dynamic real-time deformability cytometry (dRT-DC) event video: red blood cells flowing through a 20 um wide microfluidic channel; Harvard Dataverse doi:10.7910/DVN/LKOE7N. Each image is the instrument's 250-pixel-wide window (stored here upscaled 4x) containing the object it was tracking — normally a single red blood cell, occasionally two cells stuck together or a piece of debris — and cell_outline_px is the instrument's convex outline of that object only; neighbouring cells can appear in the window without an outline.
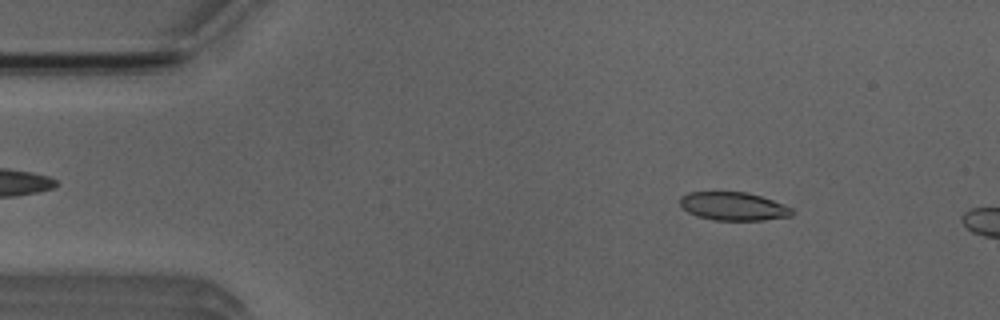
{"species": "Egyptian fruit bat (a non-hibernating species)", "species_latin": "Rousettus aegyptiacus", "temperature_condition": "room temperature", "stored_images_in_passage": 2, "camera_frame_rate_fps": 3000, "um_per_image_px": 0.085, "animal": {"sex": "male"}, "frame": {"image": 1, "passage_image": 1, "time_ms": 0.0, "image_size_px": [1000, 320], "cell_outline_px": [[792, 216], [764, 220], [712, 220], [696, 216], [688, 212], [680, 204], [680, 196], [688, 192], [748, 192], [772, 200], [792, 208]], "centroid_in_image_um": [62.31, 17.54], "position_along_channel_um": 22.7, "area_um2": 18.44}}